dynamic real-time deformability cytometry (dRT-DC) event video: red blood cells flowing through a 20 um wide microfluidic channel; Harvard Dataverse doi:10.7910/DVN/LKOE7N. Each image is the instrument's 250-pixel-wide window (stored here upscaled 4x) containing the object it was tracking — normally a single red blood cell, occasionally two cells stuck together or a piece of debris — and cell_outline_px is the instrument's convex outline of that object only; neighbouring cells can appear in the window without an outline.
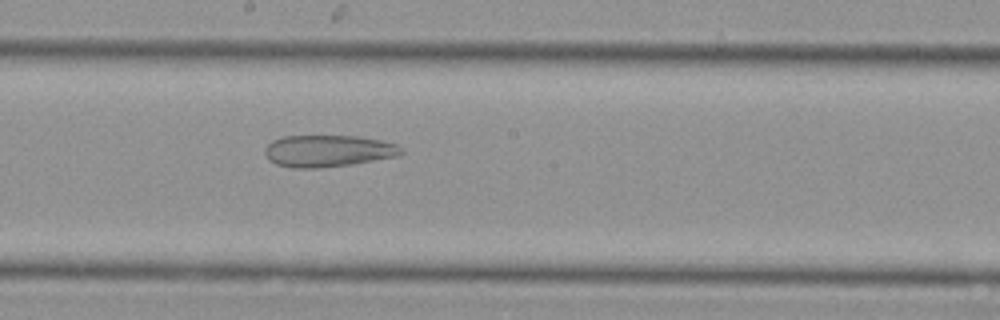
{"species": "Egyptian fruit bat (a non-hibernating species)", "species_latin": "Rousettus aegyptiacus", "temperature_condition": "cold", "stored_images_in_passage": 33, "camera_frame_rate_fps": 3000, "um_per_image_px": 0.085, "animal": {"sex": "female"}, "frame": {"image": 1, "passage_image": 13, "time_ms": 4.0, "image_size_px": [1000, 320], "cell_outline_px": [[404, 152], [396, 156], [352, 164], [316, 168], [292, 168], [276, 164], [268, 160], [264, 156], [264, 148], [272, 140], [280, 136], [360, 136], [380, 140], [396, 144], [404, 148]], "centroid_in_image_um": [27.84, 12.82], "position_along_channel_um": 220.4, "area_um2": 25.49}}